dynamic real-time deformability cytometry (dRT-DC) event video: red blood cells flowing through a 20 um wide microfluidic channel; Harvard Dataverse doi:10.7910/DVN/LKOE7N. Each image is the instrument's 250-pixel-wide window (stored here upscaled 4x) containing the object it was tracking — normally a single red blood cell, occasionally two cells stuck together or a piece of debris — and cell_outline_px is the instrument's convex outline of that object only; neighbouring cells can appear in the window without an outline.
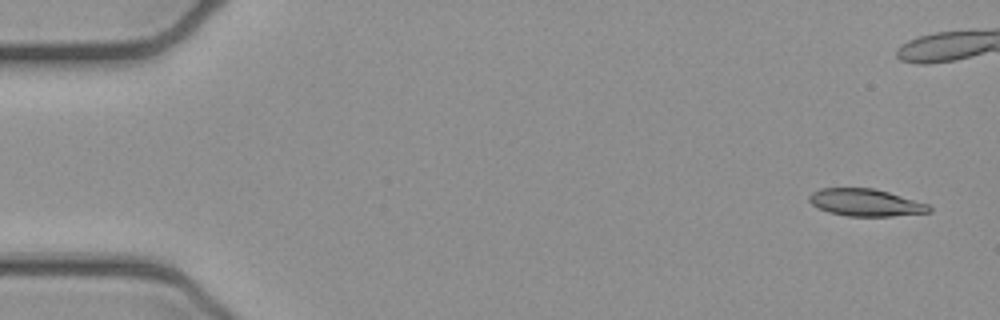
{"species": "common noctule bat (a hibernating species)", "species_latin": "Nyctalus noctula", "temperature_condition": "cold", "stored_images_in_passage": 7, "camera_frame_rate_fps": 3000, "um_per_image_px": 0.085, "animal": {"sex": "female", "body_mass_g": 21.9}, "frame": {"image": 1, "passage_image": 1, "time_ms": 0.0, "image_size_px": [1000, 320], "cell_outline_px": [[932, 212], [892, 216], [848, 216], [828, 212], [812, 204], [808, 200], [808, 196], [812, 192], [820, 188], [872, 188], [888, 192], [928, 204], [932, 208]], "centroid_in_image_um": [73.57, 17.22], "position_along_channel_um": 11.4, "area_um2": 18.96}}
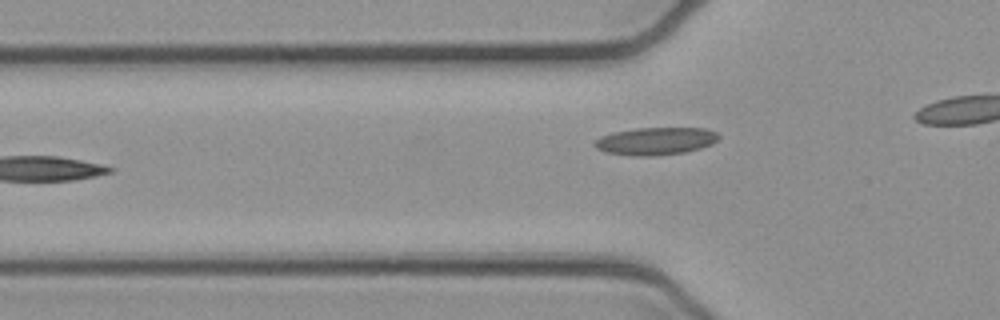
{"frame": {"image": 2, "passage_image": 6, "time_ms": 1.667, "image_size_px": [1000, 320], "cell_outline_px": [[720, 136], [712, 144], [700, 148], [684, 152], [652, 156], [632, 156], [604, 152], [596, 148], [592, 144], [600, 136], [612, 132], [636, 128], [704, 128], [716, 132]], "centroid_in_image_um": [55.68, 11.99], "position_along_channel_um": 70.1, "area_um2": 20.0}}
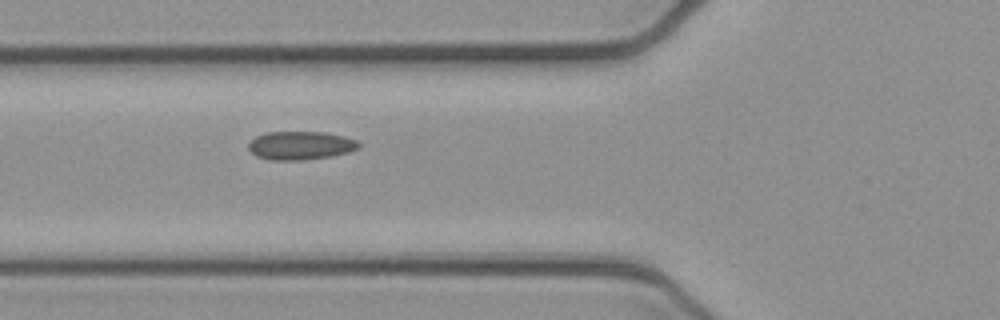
{"frame": {"image": 3, "passage_image": 7, "time_ms": 2.0, "image_size_px": [1000, 320], "cell_outline_px": [[360, 148], [348, 152], [332, 156], [304, 160], [268, 160], [256, 156], [248, 148], [248, 144], [256, 136], [268, 132], [324, 132], [344, 136], [356, 140], [360, 144]], "centroid_in_image_um": [25.55, 12.37], "position_along_channel_um": 100.2, "area_um2": 18.32}}